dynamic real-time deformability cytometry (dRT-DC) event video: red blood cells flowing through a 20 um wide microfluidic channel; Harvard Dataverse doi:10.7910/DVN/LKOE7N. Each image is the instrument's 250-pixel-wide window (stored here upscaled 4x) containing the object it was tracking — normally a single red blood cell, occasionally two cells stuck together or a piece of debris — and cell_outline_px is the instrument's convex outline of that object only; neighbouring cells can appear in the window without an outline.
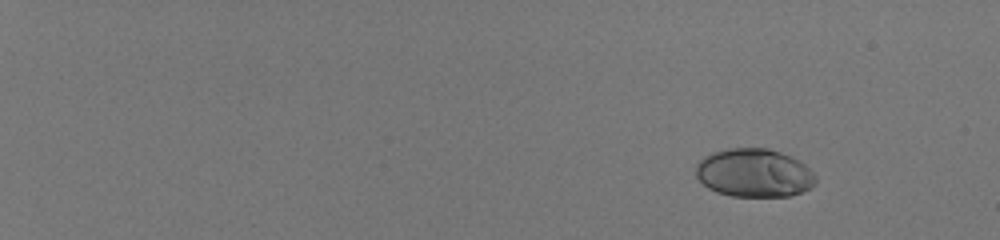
{"species": "human", "species_latin": "Homo sapiens", "temperature_condition": "room temperature", "stored_images_in_passage": 51, "camera_frame_rate_fps": 3000, "um_per_image_px": 0.085, "donor": {"sex": "male"}, "frame": {"image": 1, "passage_image": 1, "time_ms": 0.0, "image_size_px": [1000, 240], "cell_outline_px": [[816, 184], [812, 188], [788, 196], [732, 196], [716, 192], [708, 188], [696, 176], [696, 164], [704, 156], [712, 152], [728, 148], [768, 148], [792, 156], [804, 164], [816, 176]], "centroid_in_image_um": [64.1, 14.69], "position_along_channel_um": 20.9, "area_um2": 33.93}}
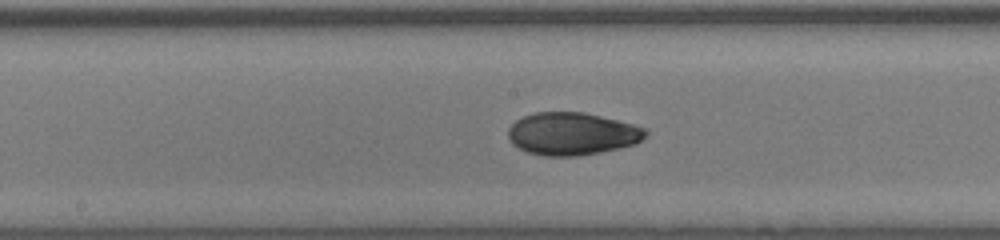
{"frame": {"image": 2, "passage_image": 30, "time_ms": 9.667, "image_size_px": [1000, 240], "cell_outline_px": [[648, 132], [636, 144], [600, 152], [576, 156], [544, 156], [528, 152], [512, 144], [508, 136], [508, 128], [516, 120], [524, 116], [536, 112], [584, 112], [648, 128]], "centroid_in_image_um": [48.62, 11.37], "position_along_channel_um": 199.6, "area_um2": 33.99}}
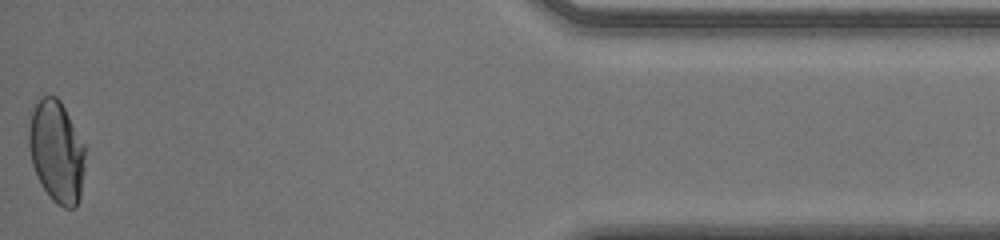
{"frame": {"image": 3, "passage_image": 51, "time_ms": 16.667, "image_size_px": [1000, 240], "cell_outline_px": [[88, 148], [80, 196], [76, 208], [64, 208], [56, 204], [52, 200], [40, 184], [32, 164], [28, 144], [28, 128], [32, 112], [36, 104], [44, 96], [56, 96], [60, 100], [88, 144]], "centroid_in_image_um": [4.87, 12.89], "position_along_channel_um": 430.3, "area_um2": 34.51}, "authors_computed_cell_mechanics": {"area_um2": 33.4662, "velocity_mm_per_s": 4.0554, "shape_relaxation_time_tau1_ms": 5.4682, "shape_relaxation_time_tau2_ms": 0.7883, "deformation_change_tau1": 0.1983, "deformation_change_tau2": 0.0358}}